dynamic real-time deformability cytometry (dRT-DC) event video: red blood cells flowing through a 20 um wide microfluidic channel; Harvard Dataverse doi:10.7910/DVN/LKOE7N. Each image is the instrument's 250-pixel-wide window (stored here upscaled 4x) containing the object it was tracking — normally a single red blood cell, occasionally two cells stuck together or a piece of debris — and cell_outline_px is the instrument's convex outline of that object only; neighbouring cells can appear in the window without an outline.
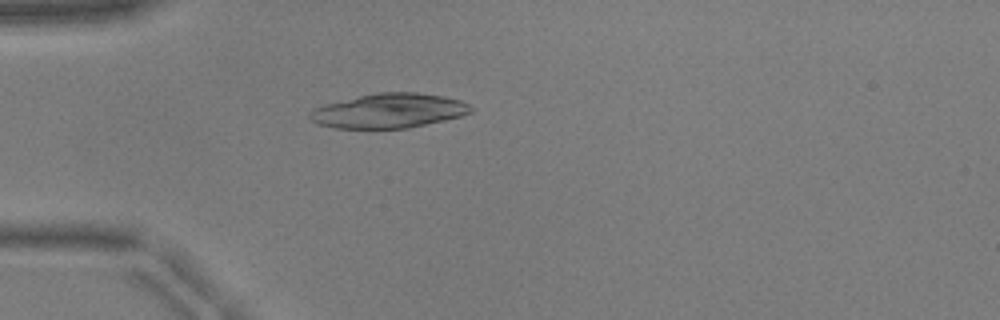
{"species": "common noctule bat (a hibernating species)", "species_latin": "Nyctalus noctula", "temperature_condition": "warm", "stored_images_in_passage": 35, "camera_frame_rate_fps": 3000, "um_per_image_px": 0.085, "animal": {"sex": "male", "body_mass_g": 17.9, "forearm_length_mm": 54.2}, "frame": {"image": 1, "passage_image": 1, "time_ms": 0.0, "image_size_px": [1000, 320], "cell_outline_px": [[476, 108], [472, 112], [460, 116], [444, 120], [408, 128], [336, 128], [316, 124], [308, 116], [308, 112], [312, 108], [324, 104], [376, 92], [416, 92], [444, 96], [460, 100]], "centroid_in_image_um": [33.04, 9.41], "position_along_channel_um": 52.0, "area_um2": 32.54}}
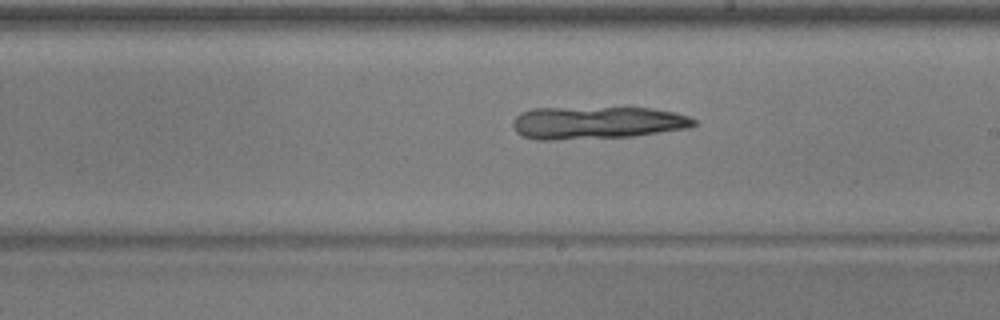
{"frame": {"image": 2, "passage_image": 16, "time_ms": 5.0, "image_size_px": [1000, 320], "cell_outline_px": [[696, 124], [692, 128], [632, 136], [556, 140], [536, 140], [520, 136], [512, 128], [512, 120], [520, 112], [532, 108], [652, 108], [676, 112], [688, 116], [696, 120]], "centroid_in_image_um": [50.71, 10.44], "position_along_channel_um": 238.3, "area_um2": 34.8}}
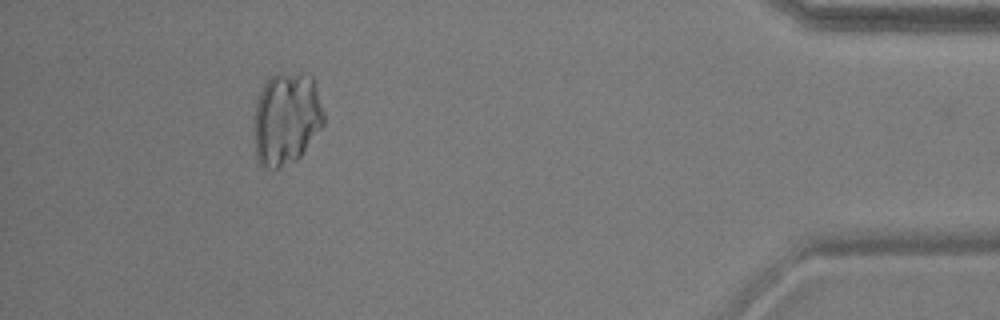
{"frame": {"image": 3, "passage_image": 33, "time_ms": 10.667, "image_size_px": [1000, 320], "cell_outline_px": [[324, 124], [300, 156], [296, 160], [272, 172], [264, 168], [256, 160], [256, 104], [260, 92], [264, 84], [276, 72], [304, 72], [312, 76], [324, 112]], "centroid_in_image_um": [24.36, 10.08], "position_along_channel_um": 410.8, "area_um2": 37.8}}